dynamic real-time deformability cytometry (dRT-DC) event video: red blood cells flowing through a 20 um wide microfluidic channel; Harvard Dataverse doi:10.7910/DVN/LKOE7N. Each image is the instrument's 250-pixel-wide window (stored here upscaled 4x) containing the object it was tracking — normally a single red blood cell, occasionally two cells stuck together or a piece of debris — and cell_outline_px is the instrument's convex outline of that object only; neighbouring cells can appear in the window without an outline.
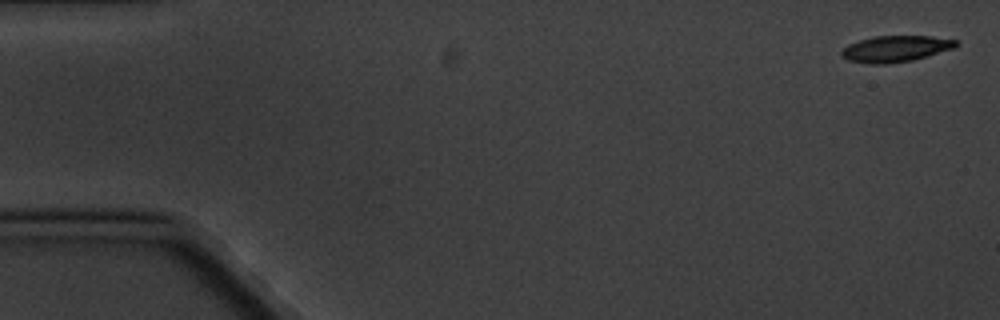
{"species": "common noctule bat (a hibernating species)", "species_latin": "Nyctalus noctula", "temperature_condition": "cold", "stored_images_in_passage": 5, "camera_frame_rate_fps": 3000, "um_per_image_px": 0.085, "animal": {"sex": "male", "body_mass_g": 20.1, "forearm_length_mm": 53.5}, "frame": {"image": 1, "passage_image": 1, "time_ms": 0.0, "image_size_px": [1000, 320], "cell_outline_px": [[956, 44], [952, 48], [912, 60], [884, 64], [872, 64], [848, 60], [840, 56], [840, 52], [848, 44], [872, 36], [932, 36], [956, 40]], "centroid_in_image_um": [76.04, 4.14], "position_along_channel_um": 9.0, "area_um2": 17.22}}